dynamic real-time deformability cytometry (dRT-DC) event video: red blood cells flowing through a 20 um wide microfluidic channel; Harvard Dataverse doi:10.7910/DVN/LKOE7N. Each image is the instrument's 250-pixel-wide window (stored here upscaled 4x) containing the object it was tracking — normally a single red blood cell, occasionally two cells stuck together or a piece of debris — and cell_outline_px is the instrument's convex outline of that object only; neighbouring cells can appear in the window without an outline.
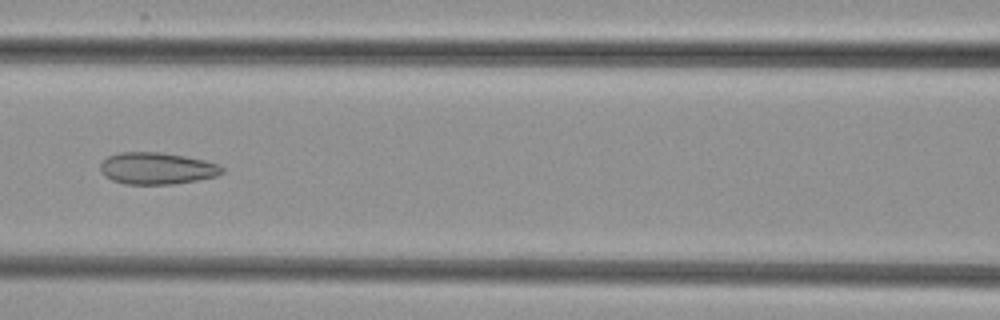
{"species": "common noctule bat (a hibernating species)", "species_latin": "Nyctalus noctula", "temperature_condition": "cold", "stored_images_in_passage": 7, "camera_frame_rate_fps": 3000, "um_per_image_px": 0.085, "animal": {"sex": "female", "body_mass_g": 29.2, "forearm_length_mm": 56.3}, "frame": {"image": 1, "passage_image": 6, "time_ms": 6.0, "image_size_px": [1000, 320], "cell_outline_px": [[224, 172], [216, 176], [196, 180], [172, 184], [124, 184], [112, 180], [104, 176], [100, 172], [100, 164], [108, 156], [120, 152], [160, 152], [184, 156], [204, 160], [220, 164], [224, 168]], "centroid_in_image_um": [13.33, 14.31], "position_along_channel_um": 153.3, "area_um2": 22.66}}
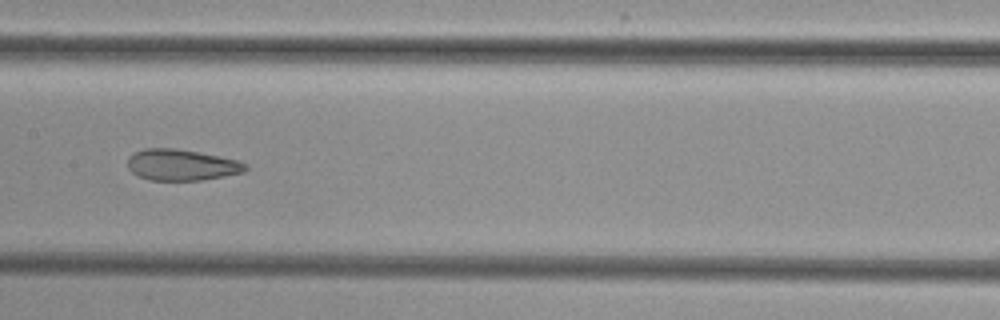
{"frame": {"image": 2, "passage_image": 7, "time_ms": 7.0, "image_size_px": [1000, 320], "cell_outline_px": [[248, 168], [244, 172], [224, 176], [200, 180], [148, 180], [132, 172], [128, 168], [128, 156], [144, 148], [176, 148], [200, 152], [236, 160], [248, 164]], "centroid_in_image_um": [15.43, 14.01], "position_along_channel_um": 192.0, "area_um2": 21.39}}